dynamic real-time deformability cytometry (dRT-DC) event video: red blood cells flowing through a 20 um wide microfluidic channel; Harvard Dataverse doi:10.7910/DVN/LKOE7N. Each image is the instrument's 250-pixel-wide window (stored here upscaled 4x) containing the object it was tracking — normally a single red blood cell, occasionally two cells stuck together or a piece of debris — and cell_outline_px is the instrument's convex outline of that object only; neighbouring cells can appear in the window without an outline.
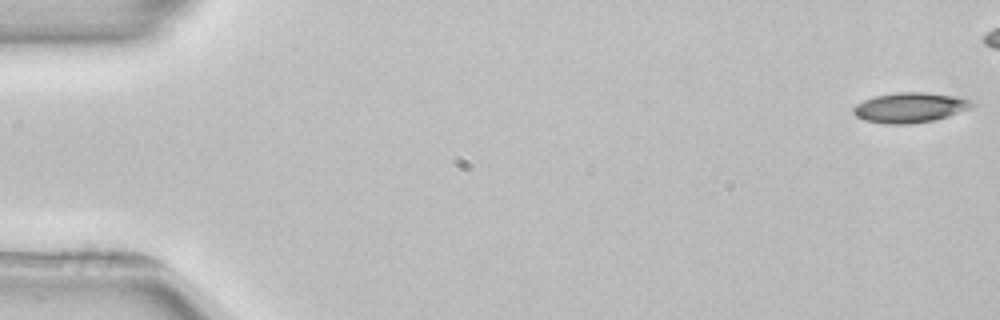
{"species": "common noctule bat (a hibernating species)", "species_latin": "Nyctalus noctula", "temperature_condition": "room temperature", "stored_images_in_passage": 5, "camera_frame_rate_fps": 3000, "um_per_image_px": 0.085, "animal": {"sex": "female", "body_mass_g": 22.7, "forearm_length_mm": 54.2}, "frame": {"image": 1, "passage_image": 1, "time_ms": 0.0, "image_size_px": [1000, 320], "cell_outline_px": [[976, 104], [972, 108], [936, 120], [908, 124], [884, 124], [864, 120], [856, 116], [852, 112], [852, 108], [856, 104], [864, 100], [876, 96], [900, 92], [924, 92], [960, 96], [972, 100]], "centroid_in_image_um": [77.39, 9.14], "position_along_channel_um": 7.6, "area_um2": 21.04}}